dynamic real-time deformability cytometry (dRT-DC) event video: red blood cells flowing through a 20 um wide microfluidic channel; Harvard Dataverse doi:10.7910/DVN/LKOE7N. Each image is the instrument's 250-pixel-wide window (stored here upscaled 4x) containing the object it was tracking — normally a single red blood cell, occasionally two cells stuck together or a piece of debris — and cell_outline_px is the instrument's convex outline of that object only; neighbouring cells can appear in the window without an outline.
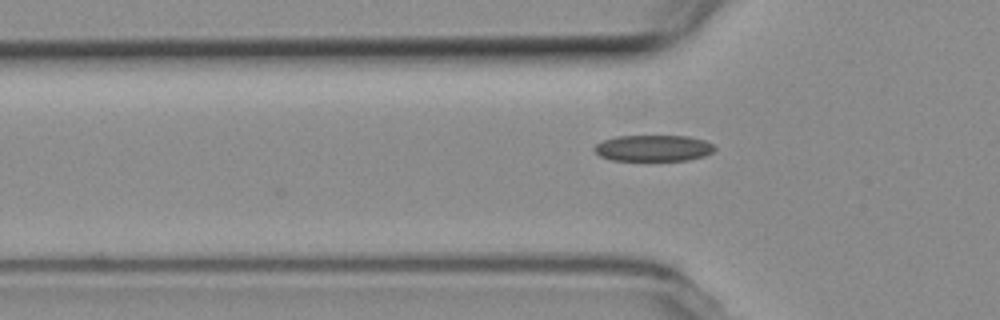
{"species": "common noctule bat (a hibernating species)", "species_latin": "Nyctalus noctula", "temperature_condition": "room temperature", "stored_images_in_passage": 6, "camera_frame_rate_fps": 3000, "um_per_image_px": 0.085, "animal": {"sex": "female", "body_mass_g": 19.3, "forearm_length_mm": 54.1}, "frame": {"image": 1, "passage_image": 4, "time_ms": 1.0, "image_size_px": [1000, 320], "cell_outline_px": [[716, 148], [712, 152], [704, 156], [688, 160], [612, 160], [600, 156], [592, 148], [596, 144], [604, 140], [616, 136], [688, 136], [704, 140], [712, 144]], "centroid_in_image_um": [55.53, 12.59], "position_along_channel_um": 70.3, "area_um2": 18.32}}